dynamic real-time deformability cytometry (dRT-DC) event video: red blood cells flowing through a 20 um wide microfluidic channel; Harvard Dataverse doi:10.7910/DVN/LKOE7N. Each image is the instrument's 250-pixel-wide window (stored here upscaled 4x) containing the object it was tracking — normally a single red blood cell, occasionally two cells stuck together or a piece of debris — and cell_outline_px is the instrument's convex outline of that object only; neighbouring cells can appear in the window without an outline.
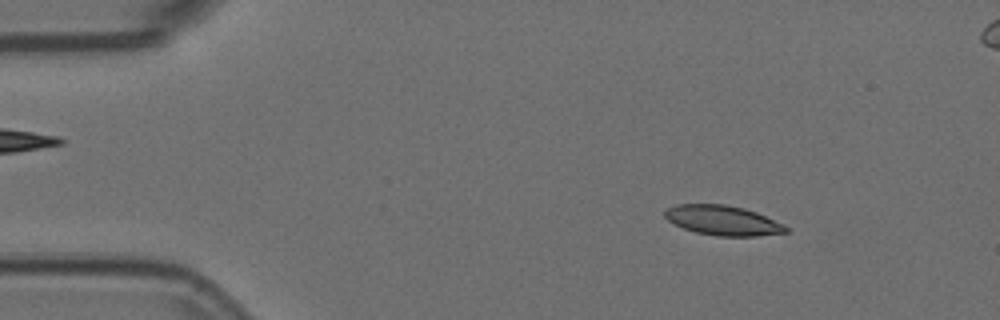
{"species": "Egyptian fruit bat (a non-hibernating species)", "species_latin": "Rousettus aegyptiacus", "temperature_condition": "room temperature", "stored_images_in_passage": 5, "camera_frame_rate_fps": 3000, "um_per_image_px": 0.085, "animal": {"sex": "female"}, "frame": {"image": 1, "passage_image": 2, "time_ms": 0.333, "image_size_px": [1000, 320], "cell_outline_px": [[788, 232], [760, 236], [716, 236], [696, 232], [684, 228], [668, 220], [664, 216], [664, 212], [668, 208], [676, 204], [724, 204], [744, 208], [756, 212], [784, 224], [788, 228]], "centroid_in_image_um": [61.46, 18.73], "position_along_channel_um": 23.5, "area_um2": 20.98}}